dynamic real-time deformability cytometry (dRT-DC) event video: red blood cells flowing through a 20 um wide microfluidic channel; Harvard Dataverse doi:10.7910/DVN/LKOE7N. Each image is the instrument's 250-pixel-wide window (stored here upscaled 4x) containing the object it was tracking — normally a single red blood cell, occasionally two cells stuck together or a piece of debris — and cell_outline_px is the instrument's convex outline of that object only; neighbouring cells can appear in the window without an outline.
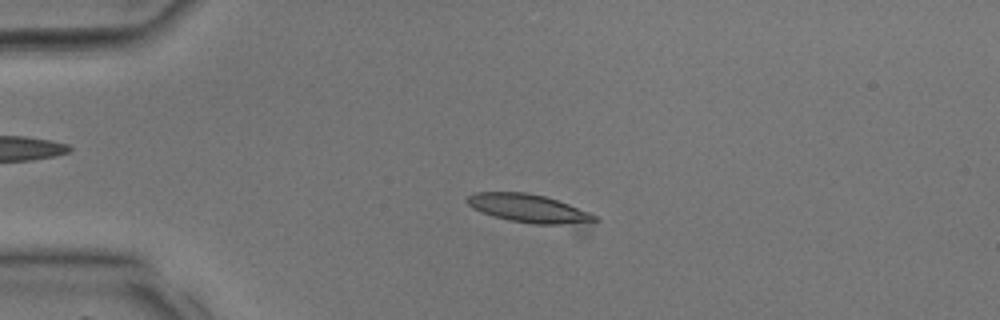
{"species": "common noctule bat (a hibernating species)", "species_latin": "Nyctalus noctula", "temperature_condition": "room temperature", "stored_images_in_passage": 18, "camera_frame_rate_fps": 3000, "um_per_image_px": 0.085, "animal": {"sex": "male", "body_mass_g": 17.9, "forearm_length_mm": 54.2}, "frame": {"image": 1, "passage_image": 9, "time_ms": 2.667, "image_size_px": [1000, 320], "cell_outline_px": [[600, 220], [588, 236], [584, 240], [492, 216], [472, 208], [464, 200], [468, 196], [476, 192], [524, 192], [544, 196], [568, 204], [588, 212], [596, 216]], "centroid_in_image_um": [45.52, 18.04], "position_along_channel_um": 39.5, "area_um2": 25.66}}